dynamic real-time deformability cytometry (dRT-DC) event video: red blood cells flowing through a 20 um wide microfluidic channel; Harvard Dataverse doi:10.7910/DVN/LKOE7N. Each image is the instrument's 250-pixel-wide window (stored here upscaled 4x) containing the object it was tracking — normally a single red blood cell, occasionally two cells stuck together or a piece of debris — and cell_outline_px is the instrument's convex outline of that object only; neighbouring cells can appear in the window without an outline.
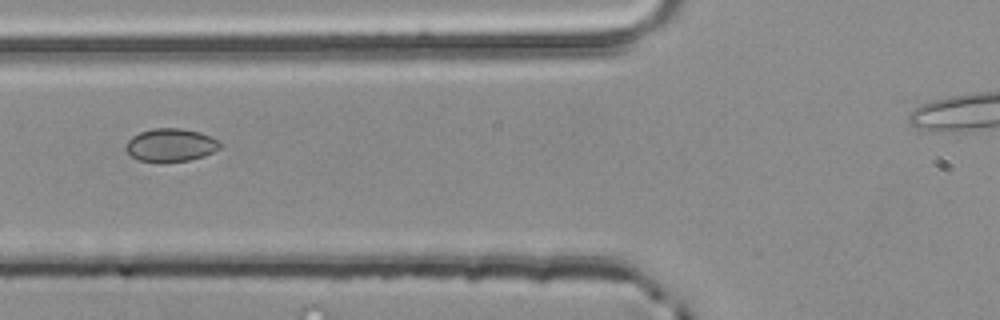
{"species": "common noctule bat (a hibernating species)", "species_latin": "Nyctalus noctula", "temperature_condition": "room temperature", "stored_images_in_passage": 3, "camera_frame_rate_fps": 3000, "um_per_image_px": 0.085, "animal": {"sex": "male", "body_mass_g": 20.4}, "frame": {"image": 1, "passage_image": 2, "time_ms": 0.333, "image_size_px": [1000, 320], "cell_outline_px": [[220, 148], [204, 156], [188, 160], [140, 160], [132, 156], [124, 148], [128, 140], [132, 136], [140, 132], [152, 128], [180, 128], [200, 132], [220, 140]], "centroid_in_image_um": [14.52, 12.29], "position_along_channel_um": 111.3, "area_um2": 17.74}}